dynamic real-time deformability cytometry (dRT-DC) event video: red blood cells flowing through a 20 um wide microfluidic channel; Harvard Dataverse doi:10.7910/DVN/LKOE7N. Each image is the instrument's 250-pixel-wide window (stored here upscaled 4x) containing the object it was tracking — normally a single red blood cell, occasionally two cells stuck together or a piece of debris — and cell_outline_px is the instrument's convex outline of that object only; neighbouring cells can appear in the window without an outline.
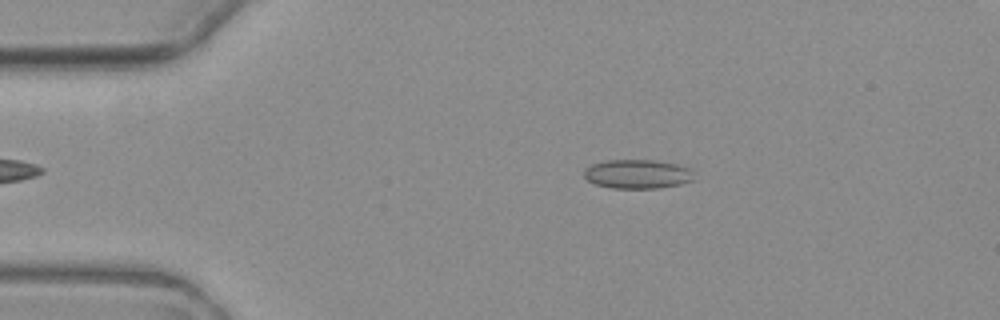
{"species": "common noctule bat (a hibernating species)", "species_latin": "Nyctalus noctula", "temperature_condition": "warm", "stored_images_in_passage": 5, "camera_frame_rate_fps": 3000, "um_per_image_px": 0.085, "animal": {"sex": "female", "body_mass_g": 19.3, "forearm_length_mm": 54.1}, "frame": {"image": 1, "passage_image": 2, "time_ms": 1.333, "image_size_px": [1000, 320], "cell_outline_px": [[692, 180], [680, 184], [656, 188], [612, 188], [596, 184], [588, 180], [584, 176], [584, 168], [592, 164], [604, 160], [652, 160], [676, 164], [692, 168]], "centroid_in_image_um": [54.16, 14.78], "position_along_channel_um": 30.8, "area_um2": 18.55}}
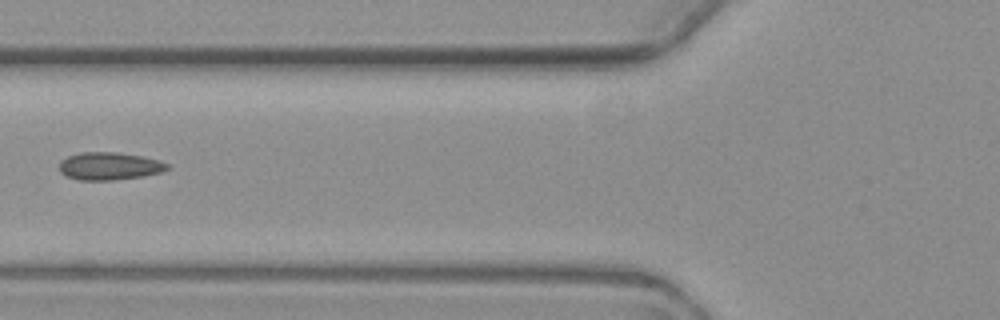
{"frame": {"image": 2, "passage_image": 4, "time_ms": 5.0, "image_size_px": [1000, 320], "cell_outline_px": [[172, 168], [160, 172], [144, 176], [116, 180], [80, 180], [64, 176], [60, 172], [60, 160], [68, 156], [80, 152], [116, 152], [140, 156], [160, 160], [168, 164]], "centroid_in_image_um": [9.3, 14.12], "position_along_channel_um": 116.5, "area_um2": 17.57}}
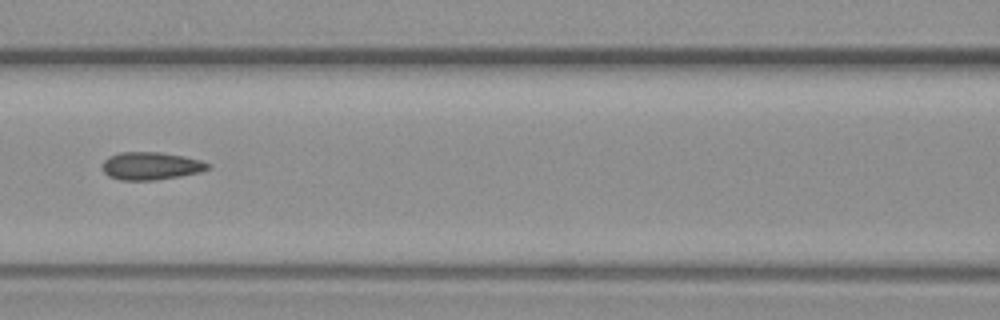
{"frame": {"image": 3, "passage_image": 5, "time_ms": 6.0, "image_size_px": [1000, 320], "cell_outline_px": [[212, 164], [208, 168], [200, 172], [180, 176], [156, 180], [120, 180], [108, 176], [104, 172], [104, 160], [120, 152], [160, 152], [200, 160]], "centroid_in_image_um": [12.84, 14.11], "position_along_channel_um": 153.8, "area_um2": 16.82}}